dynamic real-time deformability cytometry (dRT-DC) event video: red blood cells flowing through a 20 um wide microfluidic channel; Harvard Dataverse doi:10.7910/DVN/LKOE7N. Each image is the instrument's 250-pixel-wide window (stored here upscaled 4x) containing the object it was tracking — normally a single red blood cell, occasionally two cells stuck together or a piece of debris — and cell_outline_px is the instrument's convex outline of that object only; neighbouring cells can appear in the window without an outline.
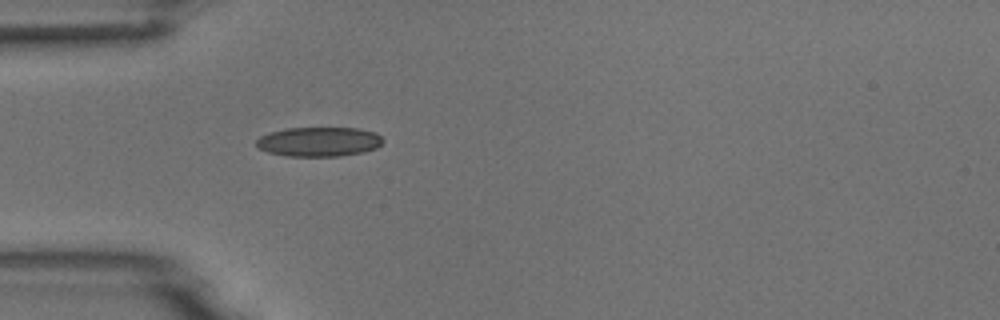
{"species": "common noctule bat (a hibernating species)", "species_latin": "Nyctalus noctula", "temperature_condition": "room temperature", "stored_images_in_passage": 6, "camera_frame_rate_fps": 3000, "um_per_image_px": 0.085, "animal": {"sex": "male", "body_mass_g": 18.8}, "frame": {"image": 1, "passage_image": 6, "time_ms": 6.333, "image_size_px": [1000, 320], "cell_outline_px": [[384, 140], [376, 148], [364, 152], [340, 156], [288, 156], [268, 152], [260, 148], [256, 144], [256, 140], [260, 136], [284, 128], [356, 128], [376, 132]], "centroid_in_image_um": [27.13, 12.04], "position_along_channel_um": 57.9, "area_um2": 21.68}}